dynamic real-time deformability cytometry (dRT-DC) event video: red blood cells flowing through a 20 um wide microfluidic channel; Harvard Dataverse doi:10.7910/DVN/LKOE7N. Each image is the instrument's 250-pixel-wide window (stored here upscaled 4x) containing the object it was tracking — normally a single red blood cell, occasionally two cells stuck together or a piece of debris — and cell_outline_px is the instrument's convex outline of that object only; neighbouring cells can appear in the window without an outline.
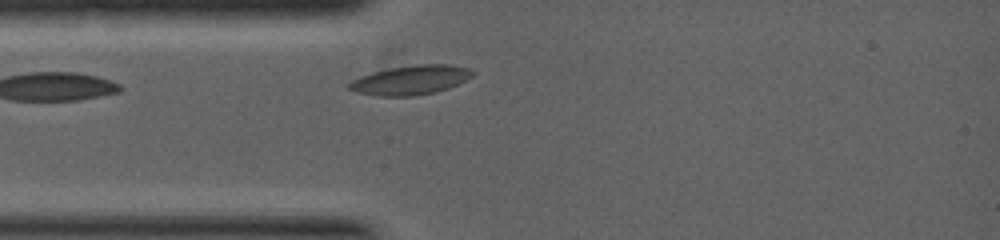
{"species": "common noctule bat (a hibernating species)", "species_latin": "Nyctalus noctula", "temperature_condition": "warm", "stored_images_in_passage": 3, "camera_frame_rate_fps": 5000, "um_per_image_px": 0.085, "animal": {"sex": "female", "body_mass_g": 19.0, "forearm_length_mm": 53.3}, "frame": {"image": 1, "passage_image": 3, "time_ms": 0.6, "image_size_px": [1000, 240], "cell_outline_px": [[476, 72], [472, 76], [448, 88], [436, 92], [412, 96], [376, 96], [356, 92], [348, 88], [348, 84], [352, 80], [360, 76], [372, 72], [388, 68], [416, 64], [448, 64], [468, 68]], "centroid_in_image_um": [34.88, 6.8], "position_along_channel_um": 50.1, "area_um2": 21.1}}